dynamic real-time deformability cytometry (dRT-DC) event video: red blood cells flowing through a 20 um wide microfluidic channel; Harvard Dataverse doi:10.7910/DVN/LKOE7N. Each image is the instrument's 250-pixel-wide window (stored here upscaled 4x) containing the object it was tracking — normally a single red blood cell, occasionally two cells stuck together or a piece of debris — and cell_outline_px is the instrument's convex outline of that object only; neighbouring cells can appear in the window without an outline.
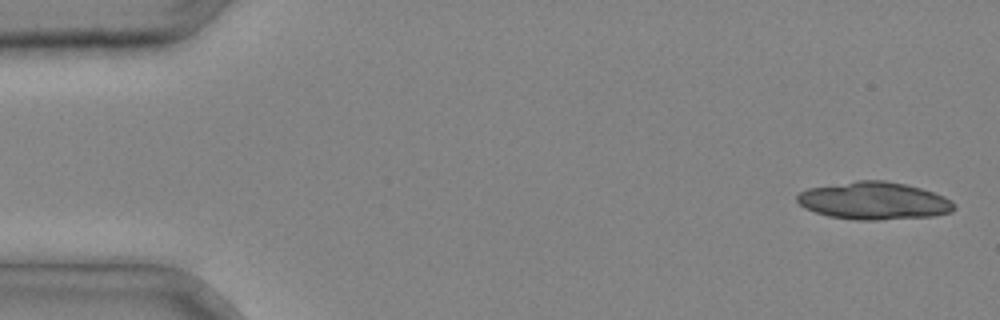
{"species": "common noctule bat (a hibernating species)", "species_latin": "Nyctalus noctula", "temperature_condition": "cold", "stored_images_in_passage": 11, "camera_frame_rate_fps": 3000, "um_per_image_px": 0.085, "animal": {"sex": "male", "body_mass_g": 20.4}, "frame": {"image": 1, "passage_image": 1, "time_ms": 0.0, "image_size_px": [1000, 320], "cell_outline_px": [[956, 208], [952, 212], [932, 216], [880, 220], [856, 220], [828, 216], [804, 208], [796, 200], [796, 196], [800, 192], [808, 188], [856, 180], [884, 180], [904, 184], [920, 188], [944, 196], [952, 200], [956, 204]], "centroid_in_image_um": [74.29, 17.07], "position_along_channel_um": 10.7, "area_um2": 34.51}}